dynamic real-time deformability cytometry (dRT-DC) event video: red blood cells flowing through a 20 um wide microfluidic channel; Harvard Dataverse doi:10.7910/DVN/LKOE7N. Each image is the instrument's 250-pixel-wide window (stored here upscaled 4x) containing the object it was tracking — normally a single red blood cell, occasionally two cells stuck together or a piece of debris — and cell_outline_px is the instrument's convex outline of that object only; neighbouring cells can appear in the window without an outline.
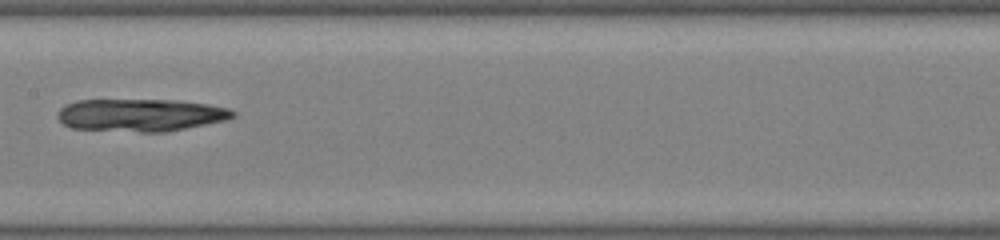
{"species": "common noctule bat (a hibernating species)", "species_latin": "Nyctalus noctula", "temperature_condition": "warm", "stored_images_in_passage": 28, "camera_frame_rate_fps": 3000, "um_per_image_px": 0.085, "animal": {"sex": "male", "body_mass_g": 19.0, "forearm_length_mm": 50.8}, "frame": {"image": 1, "passage_image": 9, "time_ms": 2.667, "image_size_px": [1000, 240], "cell_outline_px": [[236, 116], [224, 120], [164, 132], [140, 132], [72, 128], [64, 124], [56, 116], [60, 108], [64, 104], [76, 100], [176, 100], [208, 104], [228, 108], [236, 112]], "centroid_in_image_um": [11.91, 9.77], "position_along_channel_um": 195.5, "area_um2": 33.18}}